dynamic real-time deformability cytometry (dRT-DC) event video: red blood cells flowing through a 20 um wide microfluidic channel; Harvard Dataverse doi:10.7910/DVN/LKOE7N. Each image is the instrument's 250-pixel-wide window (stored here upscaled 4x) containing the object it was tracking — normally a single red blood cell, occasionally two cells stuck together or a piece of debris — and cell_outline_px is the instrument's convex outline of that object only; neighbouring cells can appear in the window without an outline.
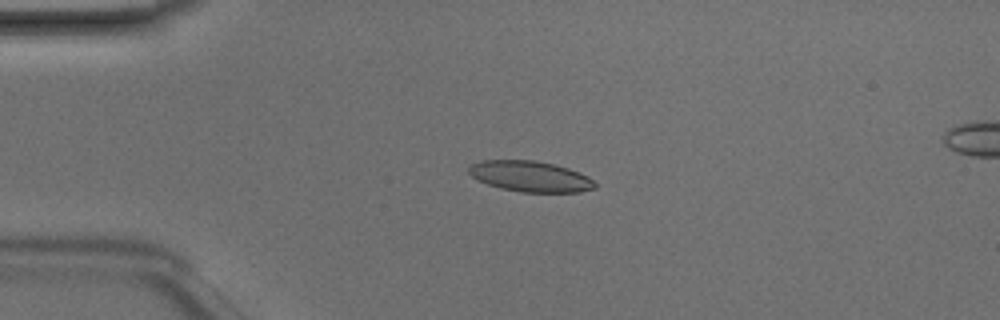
{"species": "Egyptian fruit bat (a non-hibernating species)", "species_latin": "Rousettus aegyptiacus", "temperature_condition": "room temperature", "stored_images_in_passage": 49, "camera_frame_rate_fps": 3000, "um_per_image_px": 0.085, "animal": {"sex": "male"}, "frame": {"image": 1, "passage_image": 12, "time_ms": 3.667, "image_size_px": [1000, 320], "cell_outline_px": [[596, 188], [580, 192], [520, 192], [500, 188], [488, 184], [472, 176], [468, 172], [468, 168], [472, 164], [480, 160], [536, 160], [556, 164], [568, 168], [588, 176], [596, 184]], "centroid_in_image_um": [45.09, 14.99], "position_along_channel_um": 39.9, "area_um2": 22.66}}
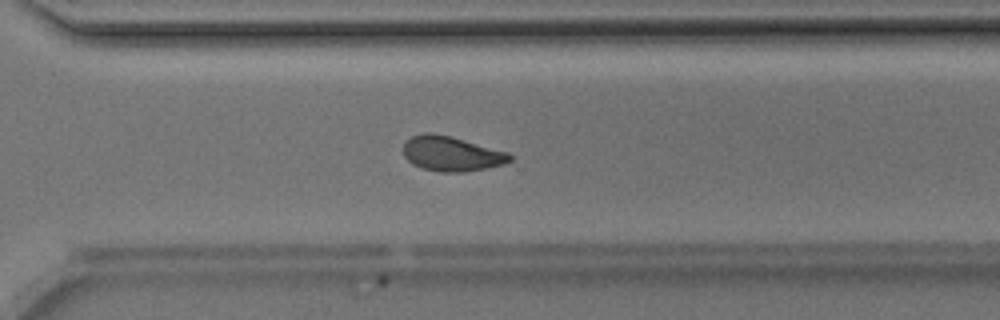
{"frame": {"image": 2, "passage_image": 35, "time_ms": 11.333, "image_size_px": [1000, 320], "cell_outline_px": [[512, 160], [504, 164], [464, 172], [440, 172], [420, 168], [412, 164], [404, 156], [404, 144], [412, 136], [424, 132], [432, 132], [452, 136], [508, 152], [512, 156]], "centroid_in_image_um": [38.37, 13.06], "position_along_channel_um": 332.2, "area_um2": 21.73}}
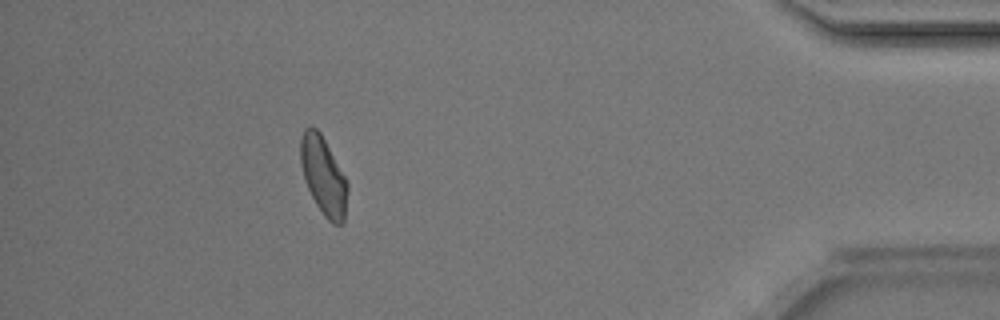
{"frame": {"image": 3, "passage_image": 44, "time_ms": 14.333, "image_size_px": [1000, 320], "cell_outline_px": [[348, 188], [344, 224], [332, 224], [324, 216], [316, 204], [304, 180], [300, 160], [300, 140], [304, 128], [312, 124], [320, 132], [344, 176], [348, 184]], "centroid_in_image_um": [27.48, 14.95], "position_along_channel_um": 407.7, "area_um2": 21.33}, "authors_computed_cell_mechanics": {"area_um2": 22.0796, "velocity_mm_per_s": 4.2021, "shape_relaxation_time_tau1_ms": 5.8097, "shape_relaxation_time_tau2_ms": 2.3781, "deformation_change_tau1": 0.1349, "deformation_change_tau2": 0.0838}}